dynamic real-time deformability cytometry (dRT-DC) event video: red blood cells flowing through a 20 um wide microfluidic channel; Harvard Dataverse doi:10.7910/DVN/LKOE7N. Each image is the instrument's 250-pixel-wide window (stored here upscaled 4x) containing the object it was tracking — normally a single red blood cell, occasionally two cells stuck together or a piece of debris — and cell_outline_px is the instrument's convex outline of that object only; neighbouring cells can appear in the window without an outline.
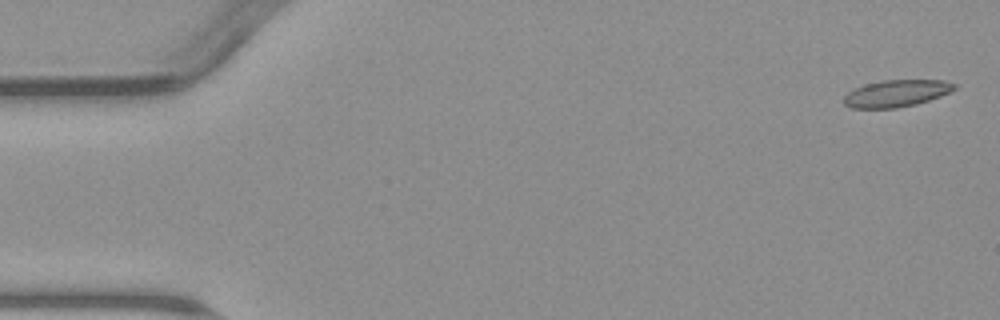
{"species": "common noctule bat (a hibernating species)", "species_latin": "Nyctalus noctula", "temperature_condition": "warm", "stored_images_in_passage": 4, "camera_frame_rate_fps": 3000, "um_per_image_px": 0.085, "animal": {"sex": "male", "body_mass_g": 23.1, "forearm_length_mm": 52.7}, "frame": {"image": 1, "passage_image": 1, "time_ms": 0.0, "image_size_px": [1000, 320], "cell_outline_px": [[956, 88], [940, 96], [916, 104], [896, 108], [852, 108], [844, 104], [844, 96], [848, 92], [864, 84], [880, 80], [944, 80], [956, 84]], "centroid_in_image_um": [76.17, 7.93], "position_along_channel_um": 8.8, "area_um2": 17.28}}
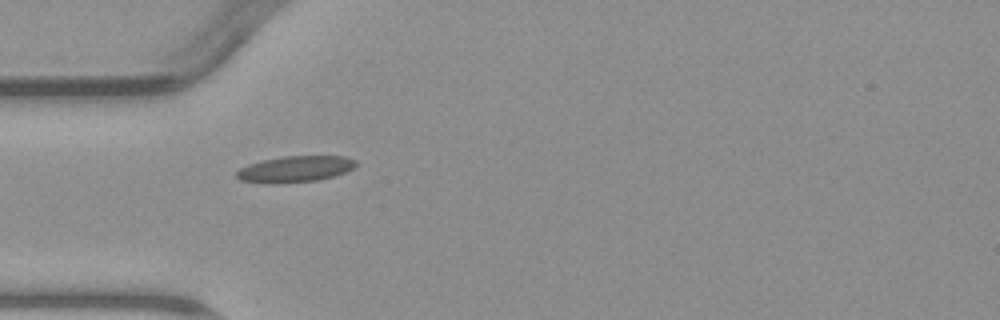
{"frame": {"image": 2, "passage_image": 4, "time_ms": 5.0, "image_size_px": [1000, 320], "cell_outline_px": [[356, 164], [352, 168], [344, 172], [332, 176], [316, 180], [272, 184], [240, 180], [236, 176], [236, 172], [240, 168], [248, 164], [264, 160], [284, 156], [344, 156], [356, 160]], "centroid_in_image_um": [25.06, 14.37], "position_along_channel_um": 59.9, "area_um2": 17.98}}